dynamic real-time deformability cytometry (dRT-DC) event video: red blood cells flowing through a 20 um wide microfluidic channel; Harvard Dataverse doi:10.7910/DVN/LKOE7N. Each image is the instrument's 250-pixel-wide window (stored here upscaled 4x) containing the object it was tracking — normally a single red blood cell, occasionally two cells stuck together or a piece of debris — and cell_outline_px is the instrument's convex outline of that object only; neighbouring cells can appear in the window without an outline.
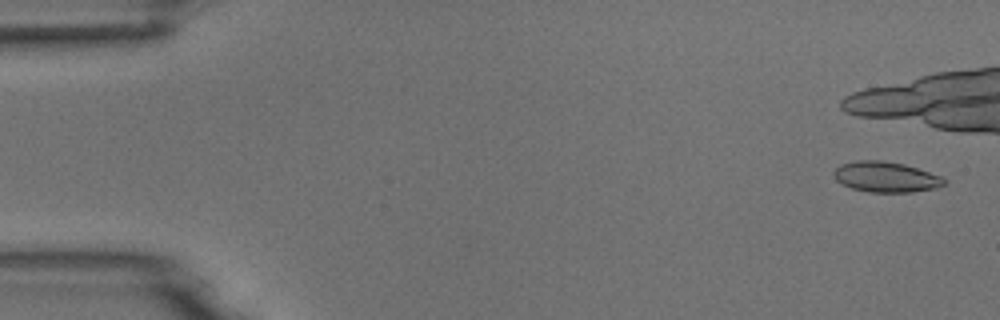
{"species": "common noctule bat (a hibernating species)", "species_latin": "Nyctalus noctula", "temperature_condition": "room temperature", "stored_images_in_passage": 3, "camera_frame_rate_fps": 3000, "um_per_image_px": 0.085, "animal": {"sex": "male", "body_mass_g": 18.8}, "frame": {"image": 1, "passage_image": 1, "time_ms": 0.0, "image_size_px": [1000, 320], "cell_outline_px": [[948, 180], [944, 184], [936, 188], [912, 192], [868, 192], [852, 188], [836, 180], [832, 176], [832, 172], [840, 164], [856, 160], [880, 160], [904, 164], [940, 176]], "centroid_in_image_um": [75.27, 15.04], "position_along_channel_um": 9.7, "area_um2": 19.59}}